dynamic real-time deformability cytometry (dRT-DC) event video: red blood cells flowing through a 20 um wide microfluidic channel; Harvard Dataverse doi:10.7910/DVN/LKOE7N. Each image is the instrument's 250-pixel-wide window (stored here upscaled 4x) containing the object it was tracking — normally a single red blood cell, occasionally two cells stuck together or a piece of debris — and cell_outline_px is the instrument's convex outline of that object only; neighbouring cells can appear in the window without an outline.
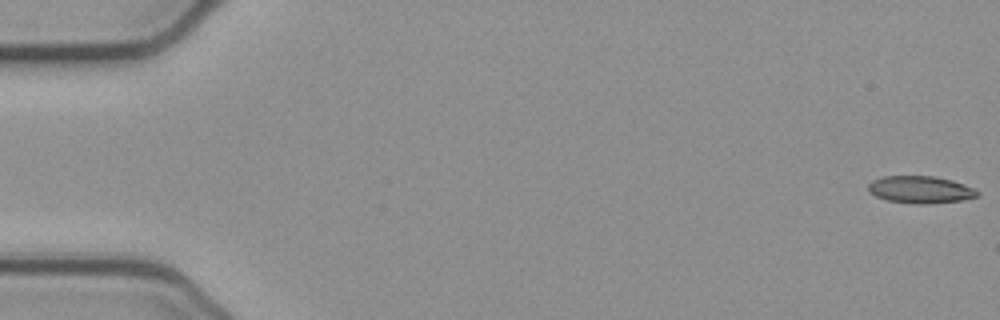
{"species": "common noctule bat (a hibernating species)", "species_latin": "Nyctalus noctula", "temperature_condition": "cold", "stored_images_in_passage": 53, "camera_frame_rate_fps": 3000, "um_per_image_px": 0.085, "animal": {"sex": "female", "body_mass_g": 21.9}, "frame": {"image": 1, "passage_image": 1, "time_ms": 0.0, "image_size_px": [1000, 320], "cell_outline_px": [[980, 196], [960, 200], [928, 204], [912, 204], [888, 200], [876, 196], [868, 192], [868, 184], [872, 180], [884, 176], [936, 176], [952, 180], [964, 184], [980, 192]], "centroid_in_image_um": [78.23, 16.12], "position_along_channel_um": 6.8, "area_um2": 17.4}}
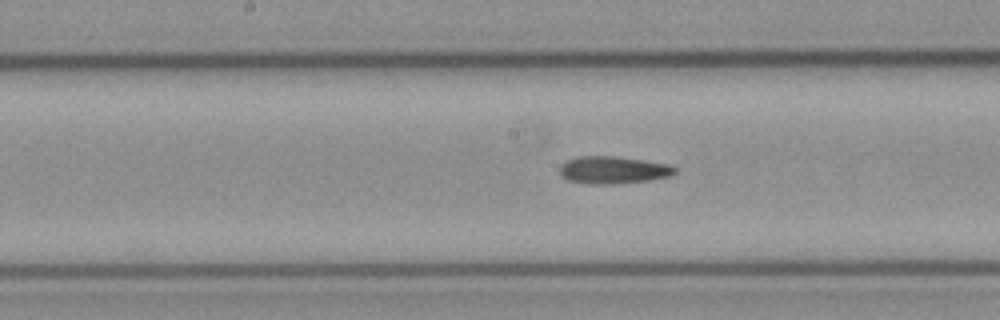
{"frame": {"image": 2, "passage_image": 27, "time_ms": 8.667, "image_size_px": [1000, 320], "cell_outline_px": [[676, 172], [672, 176], [648, 180], [612, 184], [588, 184], [568, 180], [560, 176], [560, 164], [568, 160], [580, 156], [616, 156], [668, 164], [676, 168]], "centroid_in_image_um": [52.1, 14.45], "position_along_channel_um": 196.1, "area_um2": 18.38}}
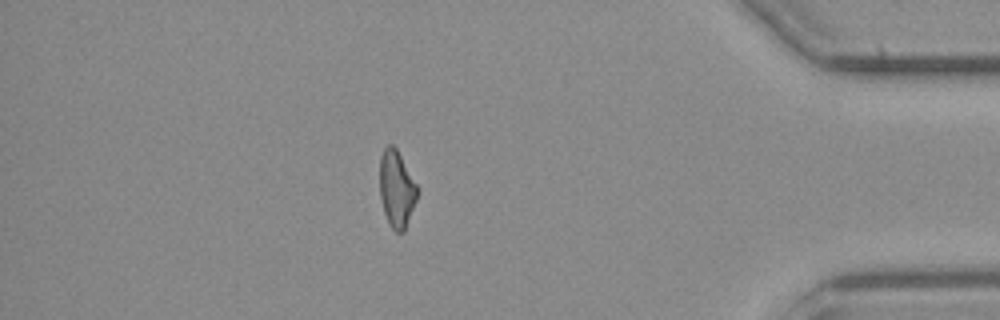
{"frame": {"image": 3, "passage_image": 46, "time_ms": 15.0, "image_size_px": [1000, 320], "cell_outline_px": [[416, 200], [404, 232], [396, 232], [388, 224], [384, 212], [380, 196], [380, 156], [384, 148], [388, 144], [392, 144], [396, 148], [416, 184]], "centroid_in_image_um": [33.68, 16.07], "position_along_channel_um": 401.5, "area_um2": 16.53}}